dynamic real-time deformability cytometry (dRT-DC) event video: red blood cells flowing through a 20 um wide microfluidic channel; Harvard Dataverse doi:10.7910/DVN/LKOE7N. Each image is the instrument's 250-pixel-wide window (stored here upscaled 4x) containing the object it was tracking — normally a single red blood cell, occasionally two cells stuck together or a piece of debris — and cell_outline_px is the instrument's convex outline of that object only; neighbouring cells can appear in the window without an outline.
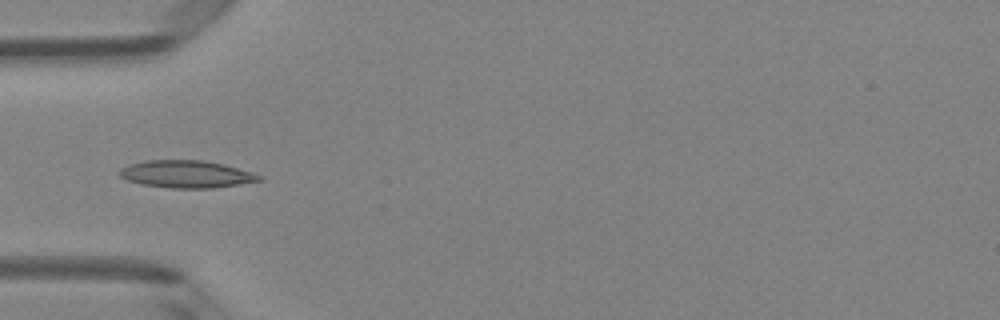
{"species": "Egyptian fruit bat (a non-hibernating species)", "species_latin": "Rousettus aegyptiacus", "temperature_condition": "room temperature", "stored_images_in_passage": 5, "camera_frame_rate_fps": 3000, "um_per_image_px": 0.085, "animal": {"sex": "female"}, "frame": {"image": 1, "passage_image": 5, "time_ms": 4.667, "image_size_px": [1000, 320], "cell_outline_px": [[264, 180], [212, 188], [168, 188], [140, 184], [128, 180], [120, 176], [120, 168], [128, 164], [144, 160], [204, 160], [224, 164], [260, 176]], "centroid_in_image_um": [15.78, 14.8], "position_along_channel_um": 69.2, "area_um2": 22.14}}